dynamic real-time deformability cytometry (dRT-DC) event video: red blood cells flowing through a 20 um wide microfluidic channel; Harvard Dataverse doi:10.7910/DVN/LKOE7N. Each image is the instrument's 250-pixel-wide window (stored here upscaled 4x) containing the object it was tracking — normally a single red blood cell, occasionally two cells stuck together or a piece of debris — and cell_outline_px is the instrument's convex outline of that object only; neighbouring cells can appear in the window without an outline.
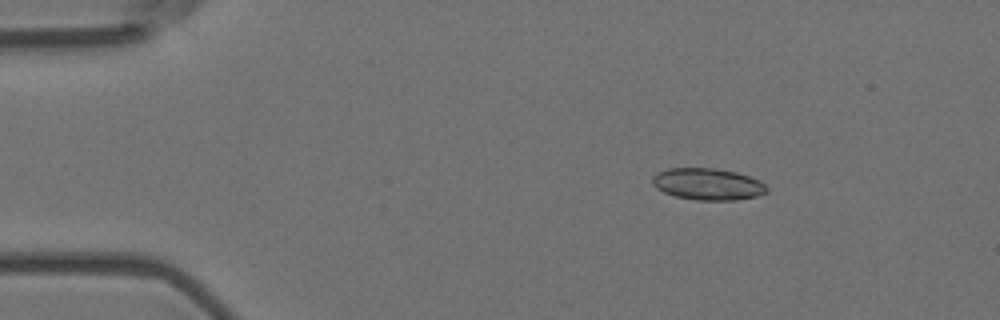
{"species": "Egyptian fruit bat (a non-hibernating species)", "species_latin": "Rousettus aegyptiacus", "temperature_condition": "room temperature", "stored_images_in_passage": 6, "camera_frame_rate_fps": 3000, "um_per_image_px": 0.085, "animal": {"sex": "female"}, "frame": {"image": 1, "passage_image": 2, "time_ms": 0.333, "image_size_px": [1000, 320], "cell_outline_px": [[768, 192], [756, 196], [736, 200], [696, 200], [676, 196], [664, 192], [656, 188], [652, 184], [652, 176], [668, 168], [716, 168], [736, 172], [760, 180], [768, 188]], "centroid_in_image_um": [60.17, 15.65], "position_along_channel_um": 24.8, "area_um2": 21.15}}
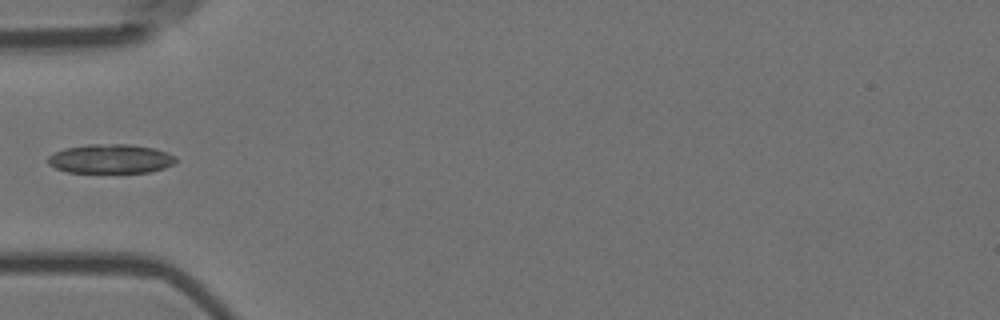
{"frame": {"image": 2, "passage_image": 5, "time_ms": 1.333, "image_size_px": [1000, 320], "cell_outline_px": [[176, 164], [164, 168], [148, 172], [68, 172], [56, 168], [48, 164], [48, 156], [64, 148], [88, 144], [132, 144], [156, 148], [168, 152], [176, 156]], "centroid_in_image_um": [9.45, 13.48], "position_along_channel_um": 75.6, "area_um2": 21.91}}
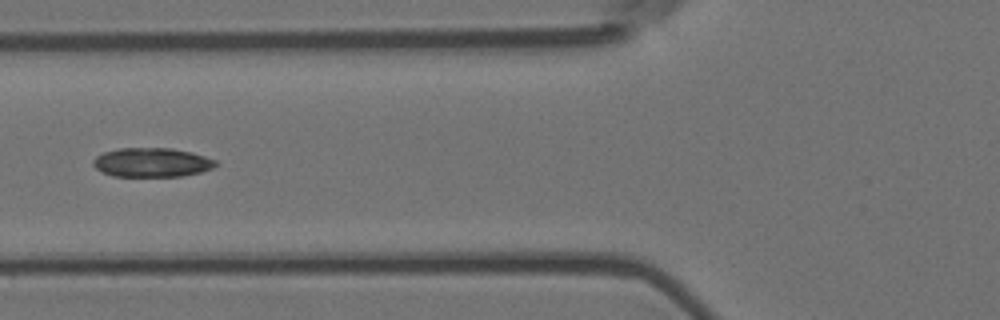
{"frame": {"image": 3, "passage_image": 6, "time_ms": 1.667, "image_size_px": [1000, 320], "cell_outline_px": [[216, 164], [212, 168], [200, 172], [180, 176], [112, 176], [100, 172], [92, 164], [92, 160], [96, 156], [104, 152], [120, 148], [172, 148], [192, 152], [216, 160]], "centroid_in_image_um": [12.87, 13.8], "position_along_channel_um": 112.9, "area_um2": 20.81}}